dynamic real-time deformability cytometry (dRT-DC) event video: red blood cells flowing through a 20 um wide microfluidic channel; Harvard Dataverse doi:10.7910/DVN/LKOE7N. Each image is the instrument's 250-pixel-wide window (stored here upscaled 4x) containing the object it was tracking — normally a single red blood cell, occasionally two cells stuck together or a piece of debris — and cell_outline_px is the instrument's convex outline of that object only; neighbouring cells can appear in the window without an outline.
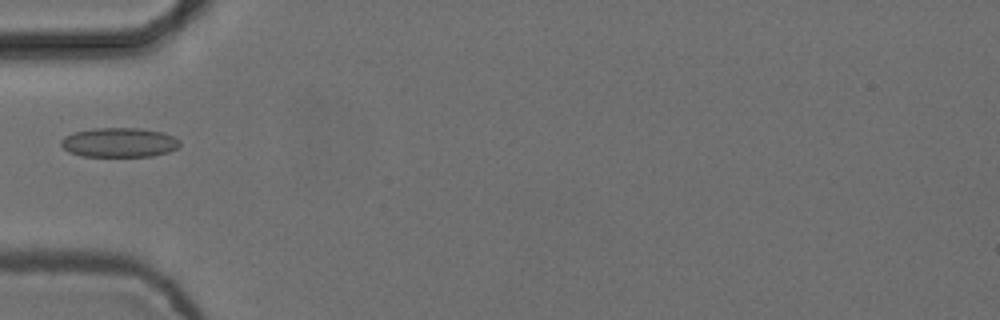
{"species": "common noctule bat (a hibernating species)", "species_latin": "Nyctalus noctula", "temperature_condition": "cold", "stored_images_in_passage": 5, "camera_frame_rate_fps": 3000, "um_per_image_px": 0.085, "animal": {"sex": "female", "body_mass_g": 24.6, "forearm_length_mm": 56.2}, "frame": {"image": 1, "passage_image": 5, "time_ms": 1.333, "image_size_px": [1000, 320], "cell_outline_px": [[180, 144], [176, 148], [168, 152], [152, 156], [80, 156], [68, 152], [60, 144], [60, 140], [64, 136], [72, 132], [96, 128], [140, 128], [160, 132], [172, 136], [180, 140]], "centroid_in_image_um": [10.08, 12.11], "position_along_channel_um": 74.9, "area_um2": 20.4}}